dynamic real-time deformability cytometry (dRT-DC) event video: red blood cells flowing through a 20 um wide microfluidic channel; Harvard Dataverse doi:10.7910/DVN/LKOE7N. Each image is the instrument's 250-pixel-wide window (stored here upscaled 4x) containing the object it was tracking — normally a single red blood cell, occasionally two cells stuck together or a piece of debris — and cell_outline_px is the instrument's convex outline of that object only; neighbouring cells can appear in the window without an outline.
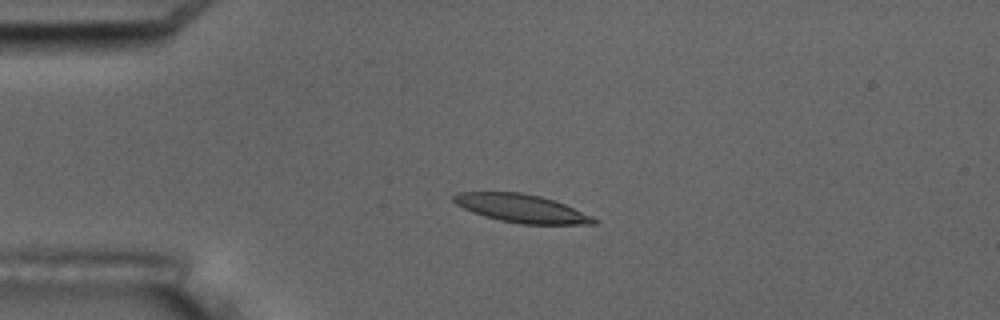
{"species": "common noctule bat (a hibernating species)", "species_latin": "Nyctalus noctula", "temperature_condition": "room temperature", "stored_images_in_passage": 3, "camera_frame_rate_fps": 3000, "um_per_image_px": 0.085, "animal": {"sex": "male", "body_mass_g": 17.5, "forearm_length_mm": 52.3}, "frame": {"image": 1, "passage_image": 2, "time_ms": 1.333, "image_size_px": [1000, 320], "cell_outline_px": [[600, 220], [596, 224], [520, 224], [500, 220], [484, 216], [472, 212], [456, 204], [452, 200], [452, 196], [460, 192], [520, 192], [540, 196], [564, 204], [592, 216]], "centroid_in_image_um": [44.32, 17.72], "position_along_channel_um": 40.7, "area_um2": 22.89}}